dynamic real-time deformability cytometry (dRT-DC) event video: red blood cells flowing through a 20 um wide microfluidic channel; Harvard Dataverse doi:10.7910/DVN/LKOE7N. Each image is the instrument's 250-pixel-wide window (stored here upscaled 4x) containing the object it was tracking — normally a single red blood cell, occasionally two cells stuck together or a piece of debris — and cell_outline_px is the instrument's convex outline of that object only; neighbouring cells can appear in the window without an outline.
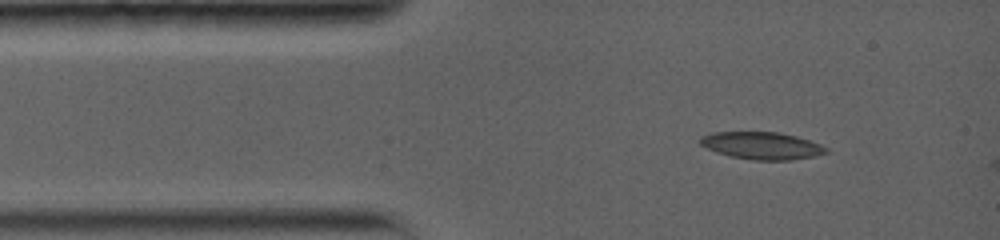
{"species": "common noctule bat (a hibernating species)", "species_latin": "Nyctalus noctula", "temperature_condition": "warm", "stored_images_in_passage": 54, "camera_frame_rate_fps": 5000, "um_per_image_px": 0.085, "animal": {"sex": "female", "body_mass_g": 19.0, "forearm_length_mm": 56.7}, "frame": {"image": 1, "passage_image": 1, "time_ms": 0.0, "image_size_px": [1000, 240], "cell_outline_px": [[828, 152], [812, 156], [788, 160], [752, 160], [732, 156], [716, 152], [700, 144], [700, 136], [712, 132], [780, 132], [796, 136], [820, 144], [828, 148]], "centroid_in_image_um": [64.74, 12.37], "position_along_channel_um": 20.3, "area_um2": 19.88}}
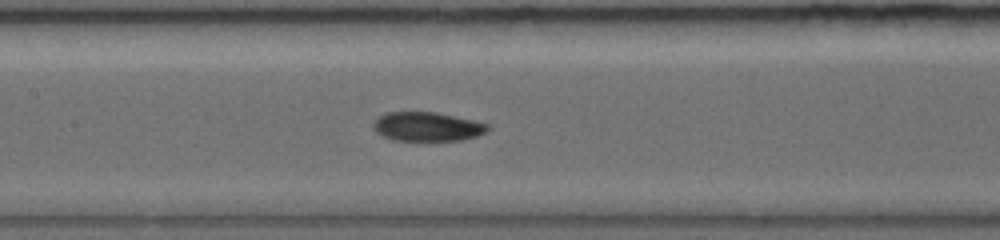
{"frame": {"image": 2, "passage_image": 21, "time_ms": 4.8, "image_size_px": [1000, 240], "cell_outline_px": [[492, 128], [476, 136], [460, 140], [392, 140], [376, 132], [372, 124], [384, 112], [436, 112], [476, 120], [488, 124]], "centroid_in_image_um": [36.33, 10.75], "position_along_channel_um": 171.1, "area_um2": 19.36}}
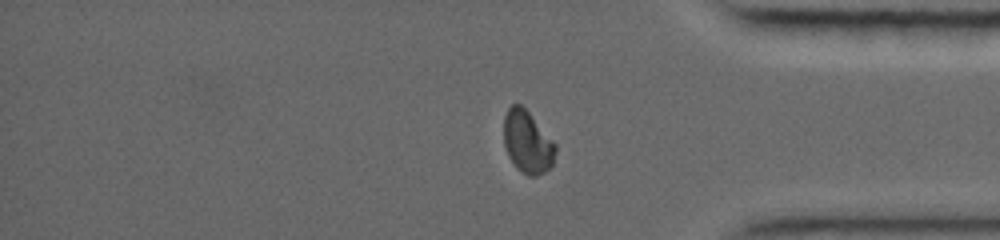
{"frame": {"image": 3, "passage_image": 46, "time_ms": 10.8, "image_size_px": [1000, 240], "cell_outline_px": [[556, 152], [552, 164], [544, 172], [536, 176], [528, 176], [516, 168], [508, 156], [504, 144], [504, 116], [508, 108], [512, 104], [520, 104], [528, 112], [556, 144]], "centroid_in_image_um": [44.82, 12.08], "position_along_channel_um": 390.4, "area_um2": 18.67}}